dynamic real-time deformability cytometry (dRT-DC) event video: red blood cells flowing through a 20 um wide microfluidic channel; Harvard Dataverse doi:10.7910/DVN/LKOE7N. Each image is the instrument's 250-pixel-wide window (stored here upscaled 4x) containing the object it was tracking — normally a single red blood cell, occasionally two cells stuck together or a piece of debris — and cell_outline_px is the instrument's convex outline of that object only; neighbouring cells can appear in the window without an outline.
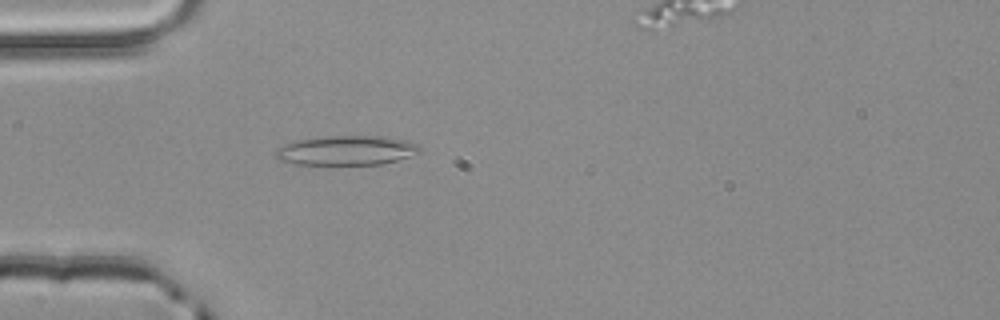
{"species": "common noctule bat (a hibernating species)", "species_latin": "Nyctalus noctula", "temperature_condition": "room temperature", "stored_images_in_passage": 2, "segment_of_instrument_passage": [1, 2], "camera_frame_rate_fps": 3000, "um_per_image_px": 0.085, "animal": {"sex": "male", "body_mass_g": 20.4}, "frame": {"image": 1, "passage_image": 1, "time_ms": 0.0, "image_size_px": [1000, 320], "cell_outline_px": [[420, 152], [384, 164], [296, 164], [280, 160], [276, 156], [276, 152], [284, 144], [292, 140], [328, 136], [388, 136], [420, 144]], "centroid_in_image_um": [29.47, 12.77], "position_along_channel_um": 55.5, "area_um2": 24.68}}